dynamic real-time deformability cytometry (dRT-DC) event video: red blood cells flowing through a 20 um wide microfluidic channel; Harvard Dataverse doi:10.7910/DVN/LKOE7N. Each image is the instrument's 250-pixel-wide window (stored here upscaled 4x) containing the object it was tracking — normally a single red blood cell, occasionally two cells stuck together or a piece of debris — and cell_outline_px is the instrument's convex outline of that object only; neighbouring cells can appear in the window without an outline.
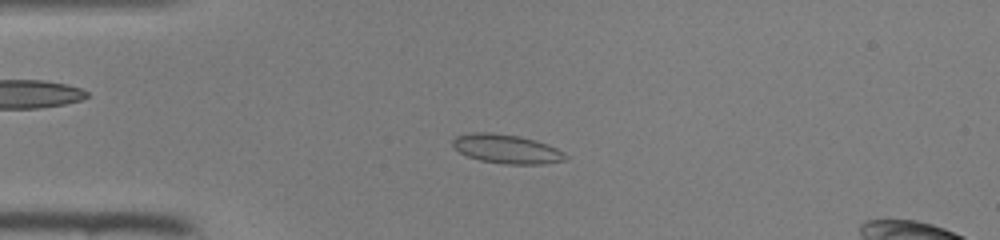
{"species": "common noctule bat (a hibernating species)", "species_latin": "Nyctalus noctula", "temperature_condition": "room temperature", "stored_images_in_passage": 47, "camera_frame_rate_fps": 3000, "um_per_image_px": 0.085, "animal": {"sex": "female", "body_mass_g": 22.0, "forearm_length_mm": 56.7}, "frame": {"image": 1, "passage_image": 11, "time_ms": 3.333, "image_size_px": [1000, 240], "cell_outline_px": [[568, 156], [564, 160], [544, 164], [504, 164], [480, 160], [468, 156], [452, 148], [452, 140], [456, 136], [472, 132], [492, 132], [520, 136], [536, 140], [556, 148], [564, 152]], "centroid_in_image_um": [43.04, 12.65], "position_along_channel_um": 42.0, "area_um2": 19.19}}
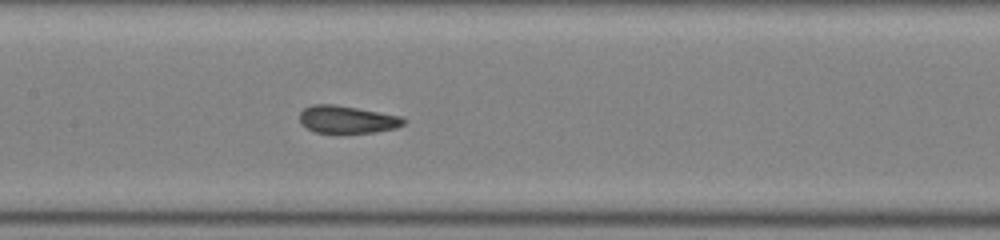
{"frame": {"image": 2, "passage_image": 22, "time_ms": 7.0, "image_size_px": [1000, 240], "cell_outline_px": [[408, 120], [404, 124], [396, 128], [372, 132], [316, 132], [308, 128], [300, 120], [300, 112], [304, 108], [312, 104], [336, 104], [400, 116]], "centroid_in_image_um": [29.53, 10.13], "position_along_channel_um": 177.9, "area_um2": 16.42}}
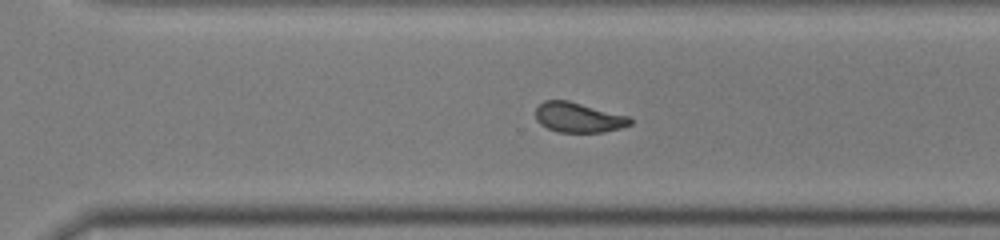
{"frame": {"image": 3, "passage_image": 32, "time_ms": 10.333, "image_size_px": [1000, 240], "cell_outline_px": [[632, 124], [620, 128], [604, 132], [556, 132], [540, 124], [536, 120], [536, 108], [544, 100], [568, 100], [632, 116]], "centroid_in_image_um": [49.2, 9.98], "position_along_channel_um": 321.4, "area_um2": 16.76}}